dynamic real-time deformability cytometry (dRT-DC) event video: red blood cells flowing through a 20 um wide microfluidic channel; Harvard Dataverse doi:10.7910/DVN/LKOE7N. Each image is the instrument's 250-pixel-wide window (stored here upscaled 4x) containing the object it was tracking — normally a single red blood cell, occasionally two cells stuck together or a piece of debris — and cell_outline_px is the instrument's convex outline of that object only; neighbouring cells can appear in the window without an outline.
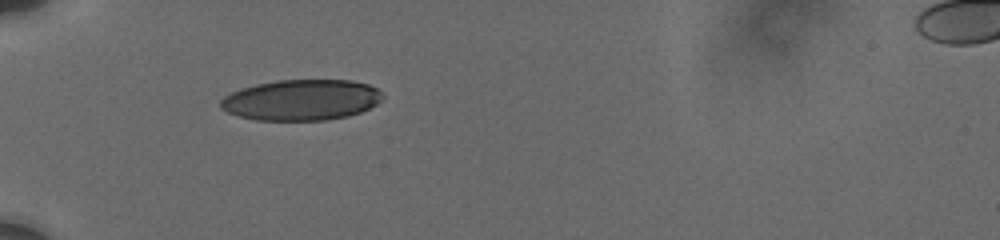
{"species": "human", "species_latin": "Homo sapiens", "temperature_condition": "cold", "stored_images_in_passage": 15, "camera_frame_rate_fps": 3000, "um_per_image_px": 0.085, "donor": {"sex": "male"}, "frame": {"image": 1, "passage_image": 1, "time_ms": 0.0, "image_size_px": [1000, 240], "cell_outline_px": [[384, 96], [376, 104], [360, 112], [348, 116], [324, 120], [256, 120], [240, 116], [228, 112], [220, 108], [220, 100], [224, 96], [232, 92], [256, 84], [276, 80], [352, 80], [368, 84], [376, 88]], "centroid_in_image_um": [25.61, 8.49], "position_along_channel_um": 59.4, "area_um2": 38.38}}
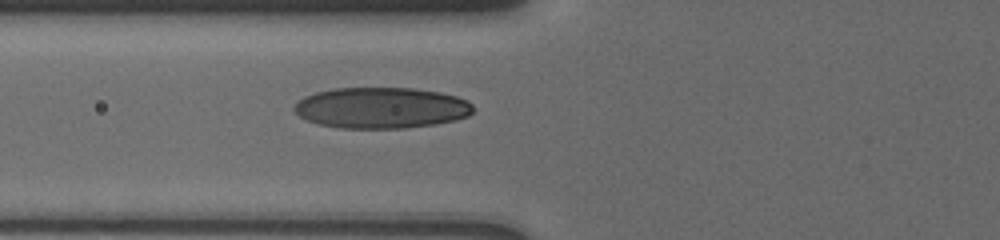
{"frame": {"image": 2, "passage_image": 11, "time_ms": 1.333, "image_size_px": [1000, 240], "cell_outline_px": [[472, 112], [468, 116], [456, 120], [432, 124], [404, 128], [340, 128], [320, 124], [308, 120], [300, 116], [292, 108], [304, 96], [316, 92], [336, 88], [412, 88], [440, 92], [456, 96], [468, 100], [472, 104]], "centroid_in_image_um": [32.42, 9.16], "position_along_channel_um": 93.4, "area_um2": 42.6}}